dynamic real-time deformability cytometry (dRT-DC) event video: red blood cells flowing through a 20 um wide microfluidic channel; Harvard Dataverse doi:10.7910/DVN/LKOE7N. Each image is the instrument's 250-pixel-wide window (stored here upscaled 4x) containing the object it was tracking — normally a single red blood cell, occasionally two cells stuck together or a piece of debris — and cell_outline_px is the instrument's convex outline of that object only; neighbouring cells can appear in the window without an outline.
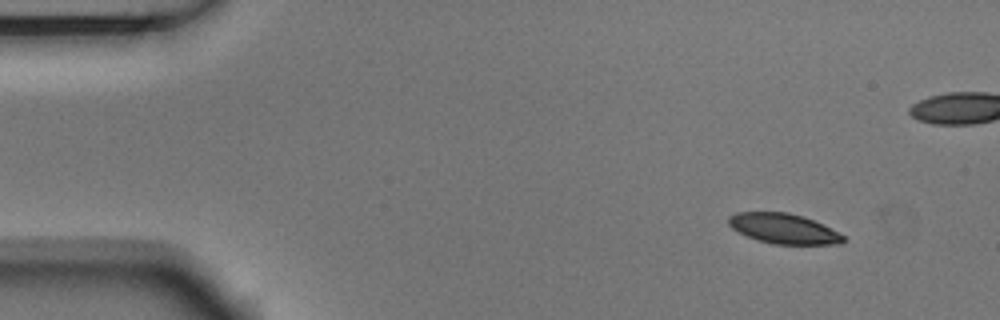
{"species": "Egyptian fruit bat (a non-hibernating species)", "species_latin": "Rousettus aegyptiacus", "temperature_condition": "room temperature", "stored_images_in_passage": 5, "camera_frame_rate_fps": 3000, "um_per_image_px": 0.085, "animal": {"sex": "male"}, "frame": {"image": 1, "passage_image": 1, "time_ms": 0.0, "image_size_px": [1000, 320], "cell_outline_px": [[844, 240], [840, 244], [772, 244], [748, 236], [732, 228], [728, 224], [728, 216], [736, 212], [788, 212], [812, 220], [844, 236]], "centroid_in_image_um": [66.55, 19.43], "position_along_channel_um": 18.4, "area_um2": 19.65}}